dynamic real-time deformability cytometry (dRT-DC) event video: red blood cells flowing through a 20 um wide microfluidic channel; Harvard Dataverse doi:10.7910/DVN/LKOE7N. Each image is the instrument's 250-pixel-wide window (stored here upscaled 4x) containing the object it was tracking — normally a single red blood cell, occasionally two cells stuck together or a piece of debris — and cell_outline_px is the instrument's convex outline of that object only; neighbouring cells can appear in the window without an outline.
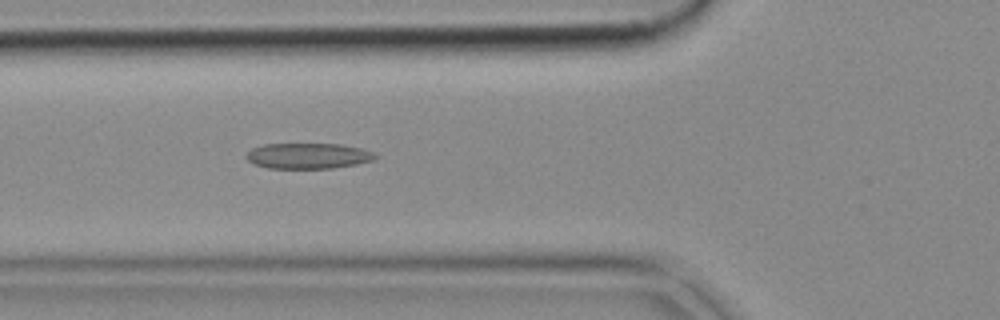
{"species": "common noctule bat (a hibernating species)", "species_latin": "Nyctalus noctula", "temperature_condition": "cold", "stored_images_in_passage": 51, "camera_frame_rate_fps": 3000, "um_per_image_px": 0.085, "animal": {"sex": "female", "body_mass_g": 18.4}, "frame": {"image": 1, "passage_image": 18, "time_ms": 5.667, "image_size_px": [1000, 320], "cell_outline_px": [[376, 156], [372, 160], [356, 164], [332, 168], [268, 168], [252, 164], [244, 156], [252, 148], [264, 144], [340, 144], [360, 148], [372, 152]], "centroid_in_image_um": [26.12, 13.25], "position_along_channel_um": 99.7, "area_um2": 19.13}}
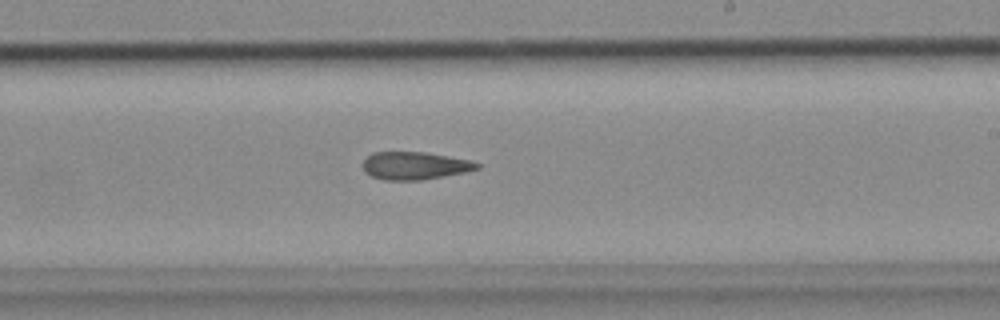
{"frame": {"image": 2, "passage_image": 30, "time_ms": 9.667, "image_size_px": [1000, 320], "cell_outline_px": [[480, 168], [464, 172], [444, 176], [420, 180], [384, 180], [372, 176], [364, 172], [364, 160], [372, 152], [428, 152], [472, 160], [480, 164]], "centroid_in_image_um": [35.28, 14.07], "position_along_channel_um": 253.7, "area_um2": 18.5}}
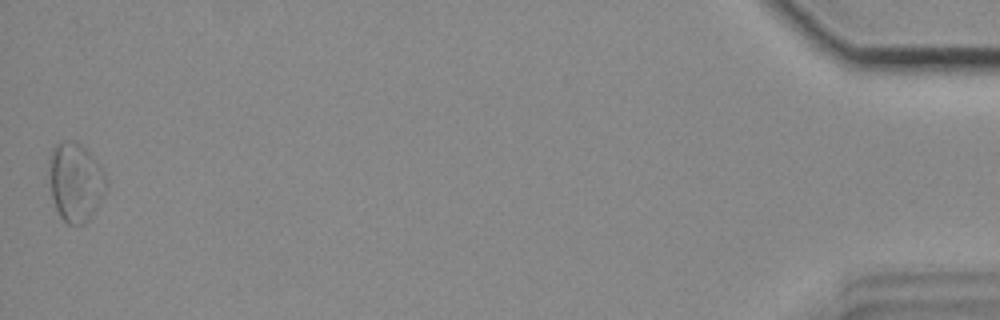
{"frame": {"image": 3, "passage_image": 51, "time_ms": 16.667, "image_size_px": [1000, 320], "cell_outline_px": [[108, 184], [100, 200], [88, 220], [84, 224], [68, 224], [60, 216], [56, 208], [52, 196], [48, 160], [52, 148], [56, 144], [64, 140], [72, 140], [80, 144], [100, 164], [108, 180]], "centroid_in_image_um": [6.41, 15.44], "position_along_channel_um": 428.8, "area_um2": 26.07}}